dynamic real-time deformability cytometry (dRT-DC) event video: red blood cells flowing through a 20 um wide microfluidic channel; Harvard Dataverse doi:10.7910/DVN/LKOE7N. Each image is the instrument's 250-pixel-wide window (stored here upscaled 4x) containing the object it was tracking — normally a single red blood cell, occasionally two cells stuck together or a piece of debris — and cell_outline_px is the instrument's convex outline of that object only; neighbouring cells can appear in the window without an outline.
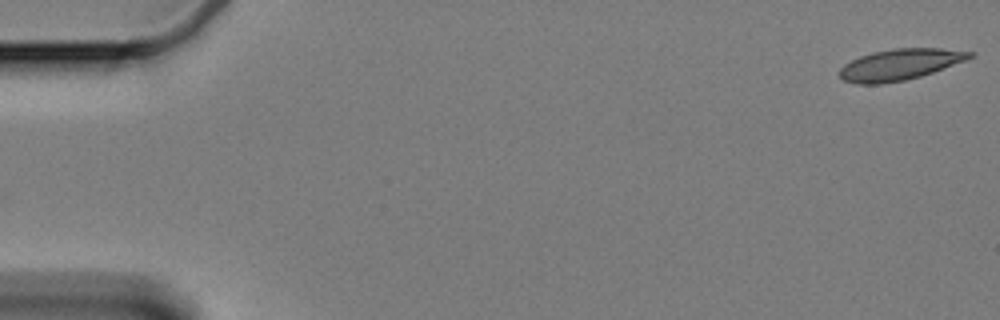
{"species": "Egyptian fruit bat (a non-hibernating species)", "species_latin": "Rousettus aegyptiacus", "temperature_condition": "cold", "stored_images_in_passage": 60, "camera_frame_rate_fps": 3000, "um_per_image_px": 0.085, "animal": {"sex": "female"}, "frame": {"image": 1, "passage_image": 1, "time_ms": 0.0, "image_size_px": [1000, 320], "cell_outline_px": [[976, 56], [932, 72], [920, 76], [904, 80], [880, 84], [856, 84], [844, 80], [840, 76], [840, 68], [844, 64], [860, 56], [872, 52], [892, 48], [940, 48], [976, 52]], "centroid_in_image_um": [76.49, 5.47], "position_along_channel_um": 8.5, "area_um2": 23.52}}
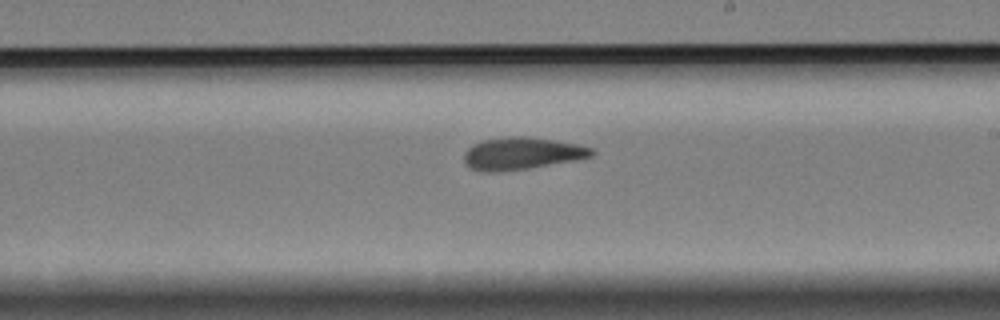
{"frame": {"image": 2, "passage_image": 35, "time_ms": 11.333, "image_size_px": [1000, 320], "cell_outline_px": [[596, 152], [592, 156], [576, 160], [528, 168], [496, 172], [480, 172], [464, 164], [464, 152], [472, 144], [480, 140], [508, 136], [528, 136], [576, 144], [592, 148]], "centroid_in_image_um": [44.3, 13.04], "position_along_channel_um": 244.7, "area_um2": 24.1}}
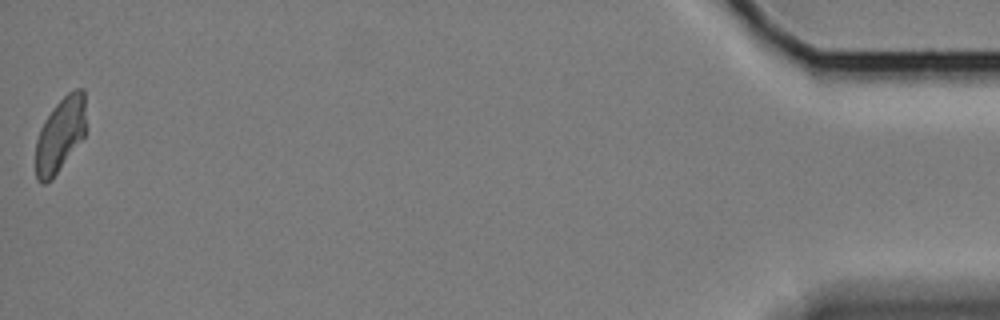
{"frame": {"image": 3, "passage_image": 60, "time_ms": 19.667, "image_size_px": [1000, 320], "cell_outline_px": [[84, 136], [52, 180], [44, 184], [40, 184], [36, 180], [36, 140], [40, 128], [44, 120], [56, 104], [68, 92], [76, 88], [84, 88]], "centroid_in_image_um": [5.08, 11.48], "position_along_channel_um": 430.1, "area_um2": 21.68}, "authors_computed_cell_mechanics": {"area_um2": 23.698, "velocity_mm_per_s": 3.3149, "shape_relaxation_time_tau1_ms": null, "shape_relaxation_time_tau2_ms": 4.9079, "deformation_change_tau1": null, "deformation_change_tau2": 0.1107}}